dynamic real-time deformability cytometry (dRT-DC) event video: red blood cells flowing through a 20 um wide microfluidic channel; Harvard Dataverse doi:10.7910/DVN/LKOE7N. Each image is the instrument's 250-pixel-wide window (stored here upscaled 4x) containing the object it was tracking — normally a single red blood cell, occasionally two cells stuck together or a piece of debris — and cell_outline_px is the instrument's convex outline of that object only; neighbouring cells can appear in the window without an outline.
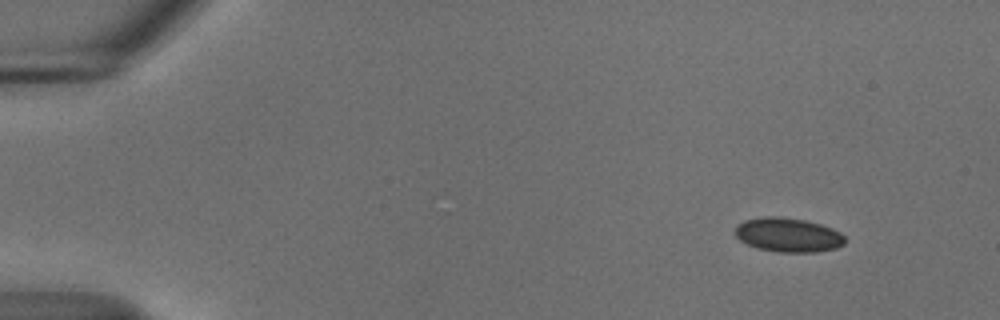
{"species": "common noctule bat (a hibernating species)", "species_latin": "Nyctalus noctula", "temperature_condition": "cold", "stored_images_in_passage": 51, "camera_frame_rate_fps": 3000, "um_per_image_px": 0.085, "animal": {"sex": "male", "body_mass_g": 18.8}, "frame": {"image": 1, "passage_image": 1, "time_ms": 0.0, "image_size_px": [1000, 320], "cell_outline_px": [[844, 244], [836, 248], [816, 252], [776, 252], [756, 248], [740, 240], [736, 236], [736, 228], [744, 220], [764, 216], [776, 216], [804, 220], [820, 224], [832, 228], [840, 232], [844, 236]], "centroid_in_image_um": [67.0, 19.97], "position_along_channel_um": 18.0, "area_um2": 21.79}}
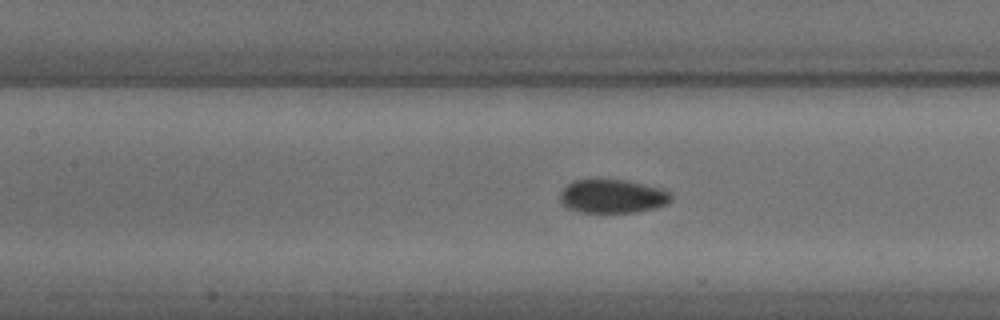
{"frame": {"image": 2, "passage_image": 21, "time_ms": 6.667, "image_size_px": [1000, 320], "cell_outline_px": [[672, 200], [668, 204], [656, 208], [636, 212], [580, 212], [568, 208], [560, 204], [560, 192], [572, 180], [624, 180], [664, 188], [672, 192]], "centroid_in_image_um": [52.1, 16.69], "position_along_channel_um": 155.3, "area_um2": 22.02}}
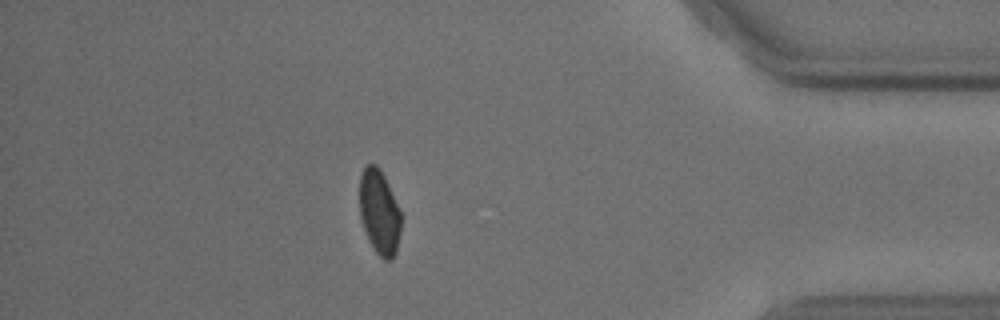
{"frame": {"image": 3, "passage_image": 44, "time_ms": 14.333, "image_size_px": [1000, 320], "cell_outline_px": [[400, 232], [396, 252], [392, 260], [384, 260], [376, 252], [368, 240], [360, 216], [360, 176], [364, 168], [368, 164], [376, 164], [380, 168], [384, 176], [400, 212]], "centroid_in_image_um": [32.23, 18.05], "position_along_channel_um": 403.0, "area_um2": 20.17}, "authors_computed_cell_mechanics": {"area_um2": 21.7906, "velocity_mm_per_s": 3.6833, "shape_relaxation_time_tau1_ms": 3.8311, "shape_relaxation_time_tau2_ms": null, "deformation_change_tau1": 0.0706, "deformation_change_tau2": null}}